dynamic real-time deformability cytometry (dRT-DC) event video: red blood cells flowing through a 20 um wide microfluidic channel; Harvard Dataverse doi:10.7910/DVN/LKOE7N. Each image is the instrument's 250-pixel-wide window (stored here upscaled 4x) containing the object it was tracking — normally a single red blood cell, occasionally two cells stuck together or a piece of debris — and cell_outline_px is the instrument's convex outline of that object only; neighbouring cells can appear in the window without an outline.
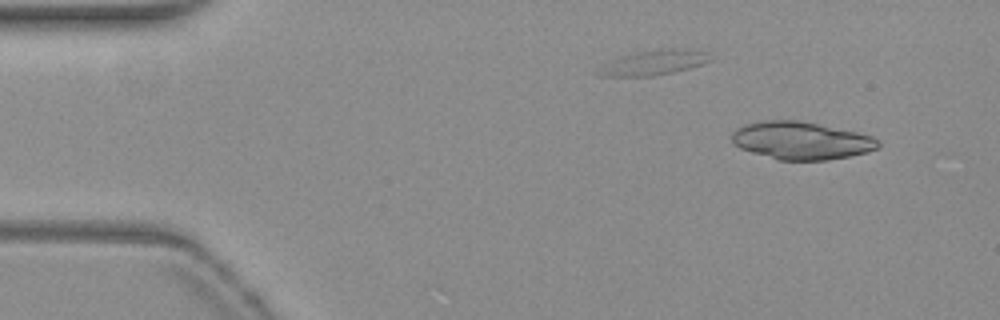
{"species": "common noctule bat (a hibernating species)", "species_latin": "Nyctalus noctula", "temperature_condition": "warm", "stored_images_in_passage": 11, "camera_frame_rate_fps": 3000, "um_per_image_px": 0.085, "animal": {"sex": "female", "body_mass_g": 19.3, "forearm_length_mm": 54.1}, "frame": {"image": 1, "passage_image": 4, "time_ms": 1.0, "image_size_px": [1000, 320], "cell_outline_px": [[880, 148], [868, 152], [848, 156], [824, 160], [780, 160], [752, 152], [740, 148], [732, 140], [732, 132], [736, 128], [748, 124], [764, 120], [796, 120], [856, 132], [872, 136], [880, 144]], "centroid_in_image_um": [68.11, 11.95], "position_along_channel_um": 16.9, "area_um2": 31.67}}